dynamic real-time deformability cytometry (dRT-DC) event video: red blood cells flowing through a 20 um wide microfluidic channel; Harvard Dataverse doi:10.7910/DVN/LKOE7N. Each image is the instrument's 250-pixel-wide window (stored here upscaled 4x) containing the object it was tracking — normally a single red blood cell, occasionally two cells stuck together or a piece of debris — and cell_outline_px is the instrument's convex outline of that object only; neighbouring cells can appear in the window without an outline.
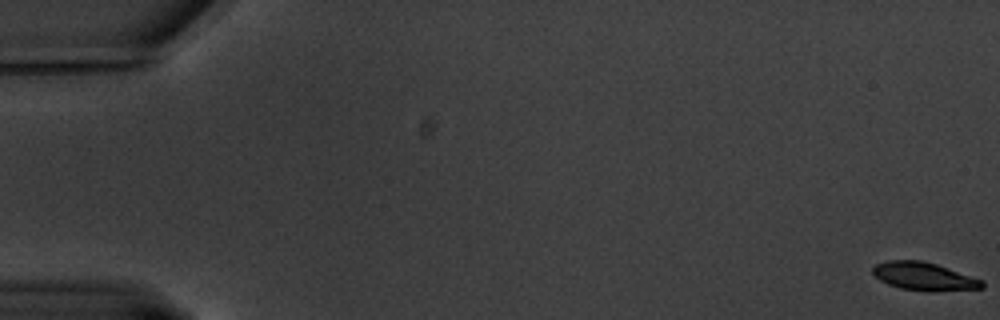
{"species": "common noctule bat (a hibernating species)", "species_latin": "Nyctalus noctula", "temperature_condition": "warm", "stored_images_in_passage": 63, "camera_frame_rate_fps": 3000, "um_per_image_px": 0.085, "animal": {"sex": "male", "body_mass_g": 20.1, "forearm_length_mm": 53.5}, "frame": {"image": 1, "passage_image": 1, "time_ms": 0.0, "image_size_px": [1000, 320], "cell_outline_px": [[984, 288], [928, 292], [900, 288], [888, 284], [880, 280], [872, 272], [872, 268], [876, 264], [888, 260], [920, 260], [936, 264], [984, 280]], "centroid_in_image_um": [78.55, 23.5], "position_along_channel_um": 6.4, "area_um2": 17.92}}
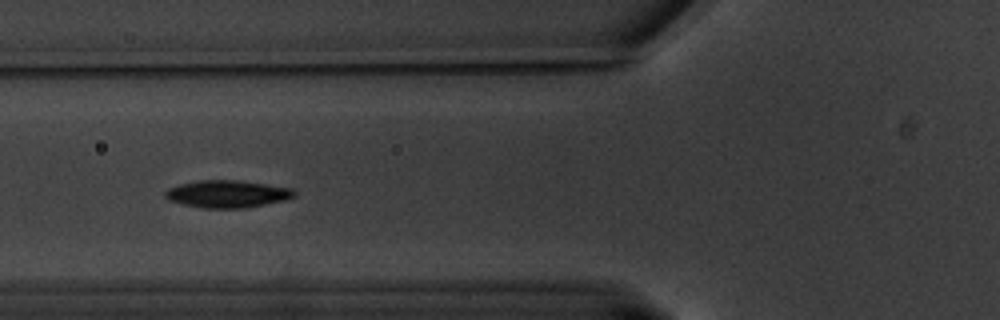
{"frame": {"image": 2, "passage_image": 25, "time_ms": 8.0, "image_size_px": [1000, 320], "cell_outline_px": [[296, 196], [284, 200], [244, 208], [200, 208], [168, 200], [164, 196], [164, 192], [168, 188], [180, 184], [200, 180], [236, 180], [292, 188], [296, 192]], "centroid_in_image_um": [19.29, 16.49], "position_along_channel_um": 106.5, "area_um2": 20.46}}
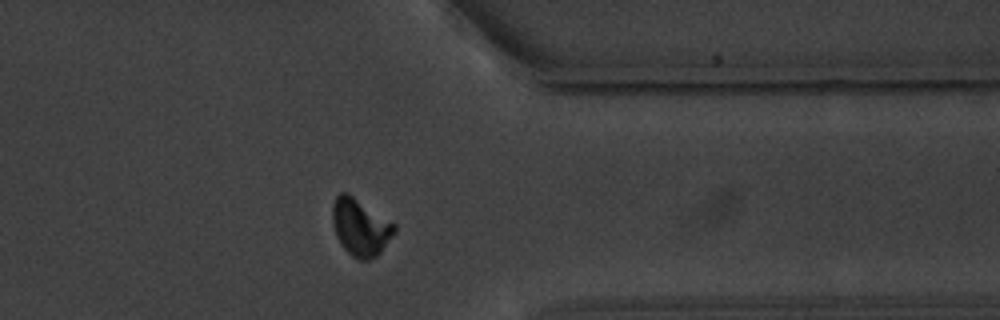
{"frame": {"image": 3, "passage_image": 51, "time_ms": 16.667, "image_size_px": [1000, 320], "cell_outline_px": [[396, 232], [380, 252], [376, 256], [368, 260], [360, 260], [352, 256], [340, 244], [336, 236], [332, 220], [332, 204], [336, 196], [340, 192], [348, 192], [396, 224]], "centroid_in_image_um": [30.63, 19.29], "position_along_channel_um": 380.8, "area_um2": 20.75}, "authors_computed_cell_mechanics": {"area_um2": 19.4786, "velocity_mm_per_s": 3.2471, "shape_relaxation_time_tau1_ms": 2.39, "shape_relaxation_time_tau2_ms": null, "deformation_change_tau1": 0.1511, "deformation_change_tau2": null}}